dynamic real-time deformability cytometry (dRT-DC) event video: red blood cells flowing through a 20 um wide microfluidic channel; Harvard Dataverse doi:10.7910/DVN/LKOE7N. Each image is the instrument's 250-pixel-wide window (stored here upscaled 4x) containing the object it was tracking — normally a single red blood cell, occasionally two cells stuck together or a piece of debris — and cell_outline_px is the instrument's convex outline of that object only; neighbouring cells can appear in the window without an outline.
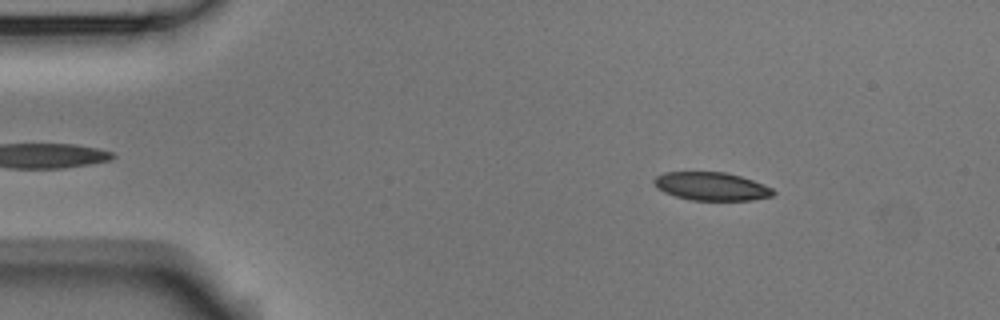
{"species": "Egyptian fruit bat (a non-hibernating species)", "species_latin": "Rousettus aegyptiacus", "temperature_condition": "room temperature", "stored_images_in_passage": 4, "camera_frame_rate_fps": 3000, "um_per_image_px": 0.085, "animal": {"sex": "male"}, "frame": {"image": 1, "passage_image": 2, "time_ms": 0.333, "image_size_px": [1000, 320], "cell_outline_px": [[776, 192], [772, 196], [752, 200], [692, 200], [676, 196], [664, 192], [656, 188], [652, 180], [656, 176], [664, 172], [728, 172], [764, 184], [772, 188]], "centroid_in_image_um": [60.46, 15.83], "position_along_channel_um": 24.5, "area_um2": 19.65}}